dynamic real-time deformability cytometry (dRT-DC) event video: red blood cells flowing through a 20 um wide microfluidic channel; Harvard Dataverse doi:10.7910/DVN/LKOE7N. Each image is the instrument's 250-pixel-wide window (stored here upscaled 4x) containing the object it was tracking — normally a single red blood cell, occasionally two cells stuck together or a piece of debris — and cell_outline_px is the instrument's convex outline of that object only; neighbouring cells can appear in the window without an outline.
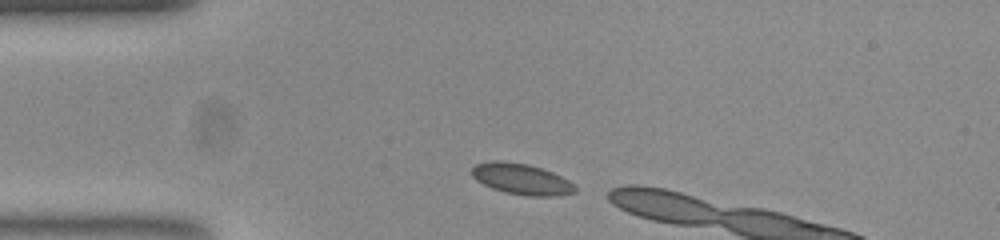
{"species": "common noctule bat (a hibernating species)", "species_latin": "Nyctalus noctula", "temperature_condition": "room temperature", "stored_images_in_passage": 5, "camera_frame_rate_fps": 3000, "um_per_image_px": 0.085, "animal": {"sex": "female", "body_mass_g": 23.0, "forearm_length_mm": 53.4}, "frame": {"image": 1, "passage_image": 1, "time_ms": 0.0, "image_size_px": [1000, 240], "cell_outline_px": [[576, 192], [552, 196], [532, 196], [508, 192], [492, 188], [476, 180], [472, 176], [472, 168], [476, 164], [528, 164], [552, 172], [568, 180], [576, 188]], "centroid_in_image_um": [44.39, 15.27], "position_along_channel_um": 40.6, "area_um2": 17.46}}